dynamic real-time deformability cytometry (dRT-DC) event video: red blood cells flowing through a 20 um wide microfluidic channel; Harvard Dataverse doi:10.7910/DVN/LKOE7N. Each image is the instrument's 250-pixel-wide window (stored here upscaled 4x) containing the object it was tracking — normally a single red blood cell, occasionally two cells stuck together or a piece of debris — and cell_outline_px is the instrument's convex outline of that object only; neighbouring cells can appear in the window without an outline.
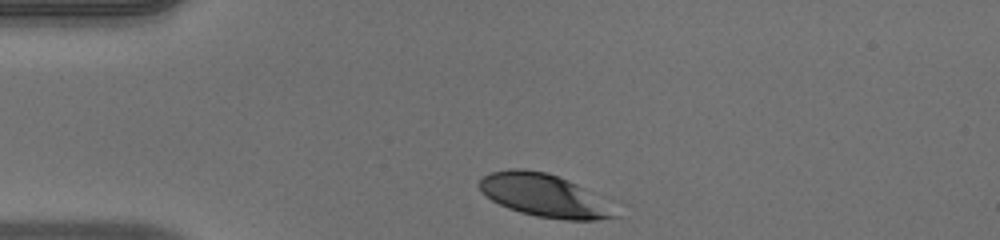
{"species": "human", "species_latin": "Homo sapiens", "temperature_condition": "warm", "stored_images_in_passage": 33, "camera_frame_rate_fps": 3000, "um_per_image_px": 0.085, "donor": {"sex": "male"}, "frame": {"image": 1, "passage_image": 1, "time_ms": 0.0, "image_size_px": [1000, 240], "cell_outline_px": [[628, 204], [620, 216], [596, 220], [564, 220], [536, 216], [520, 212], [508, 208], [492, 200], [476, 184], [480, 176], [492, 172], [508, 168], [524, 168], [548, 172], [620, 200]], "centroid_in_image_um": [46.59, 16.63], "position_along_channel_um": 38.4, "area_um2": 36.36}}
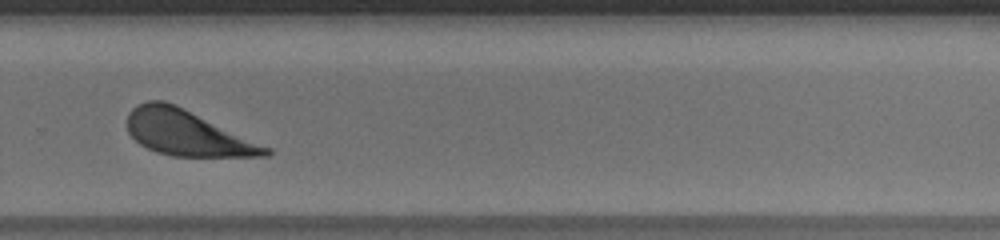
{"frame": {"image": 2, "passage_image": 25, "time_ms": 8.0, "image_size_px": [1000, 240], "cell_outline_px": [[272, 152], [268, 156], [172, 156], [156, 152], [140, 144], [128, 132], [128, 112], [136, 104], [148, 100], [164, 100], [272, 148]], "centroid_in_image_um": [15.89, 11.31], "position_along_channel_um": 313.9, "area_um2": 36.13}}
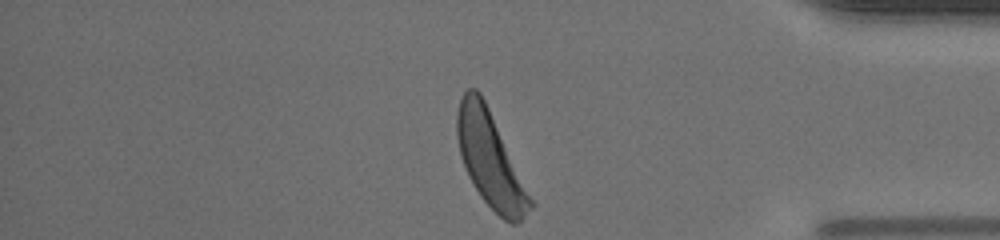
{"frame": {"image": 3, "passage_image": 33, "time_ms": 10.667, "image_size_px": [1000, 240], "cell_outline_px": [[532, 208], [516, 224], [512, 224], [504, 220], [480, 196], [468, 176], [460, 152], [456, 136], [456, 112], [460, 100], [464, 92], [468, 88], [476, 88], [480, 92], [488, 108], [532, 200]], "centroid_in_image_um": [41.62, 13.55], "position_along_channel_um": 393.6, "area_um2": 39.25}, "authors_computed_cell_mechanics": {"area_um2": 36.5296, "velocity_mm_per_s": 3.9057, "shape_relaxation_time_tau1_ms": 1.4008, "shape_relaxation_time_tau2_ms": null, "deformation_change_tau1": 0.1321, "deformation_change_tau2": null}}